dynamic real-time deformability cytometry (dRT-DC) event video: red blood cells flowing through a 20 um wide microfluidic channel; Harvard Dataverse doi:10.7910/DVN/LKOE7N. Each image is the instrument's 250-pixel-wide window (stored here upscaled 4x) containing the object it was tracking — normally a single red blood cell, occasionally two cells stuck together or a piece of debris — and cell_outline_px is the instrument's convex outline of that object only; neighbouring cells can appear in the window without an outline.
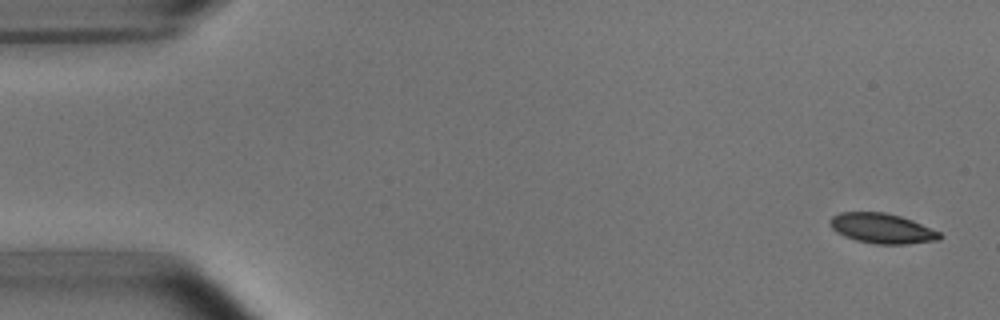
{"species": "common noctule bat (a hibernating species)", "species_latin": "Nyctalus noctula", "temperature_condition": "room temperature", "stored_images_in_passage": 8, "camera_frame_rate_fps": 3000, "um_per_image_px": 0.085, "animal": {"sex": "male", "body_mass_g": 15.6}, "frame": {"image": 1, "passage_image": 1, "time_ms": 0.0, "image_size_px": [1000, 320], "cell_outline_px": [[944, 236], [940, 240], [908, 244], [876, 244], [856, 240], [844, 236], [836, 232], [828, 224], [828, 220], [832, 216], [840, 212], [884, 212], [900, 216], [912, 220], [940, 232]], "centroid_in_image_um": [74.96, 19.41], "position_along_channel_um": 10.0, "area_um2": 19.36}}
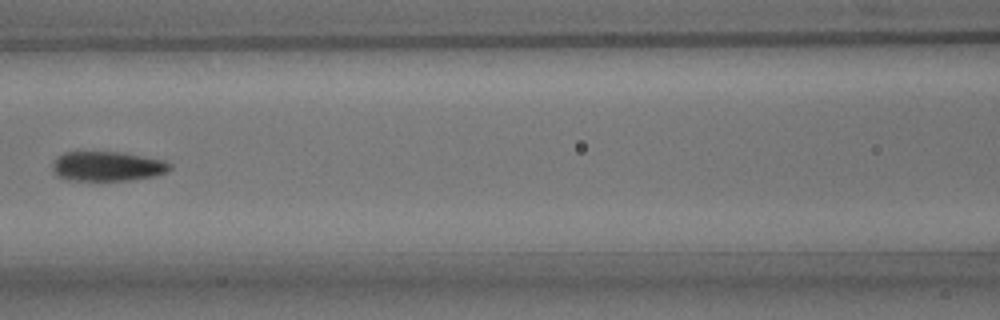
{"frame": {"image": 2, "passage_image": 7, "time_ms": 7.333, "image_size_px": [1000, 320], "cell_outline_px": [[172, 168], [168, 172], [156, 176], [128, 180], [68, 180], [56, 176], [52, 168], [52, 164], [56, 156], [64, 152], [120, 152], [164, 160], [172, 164]], "centroid_in_image_um": [9.13, 14.13], "position_along_channel_um": 157.5, "area_um2": 20.46}}
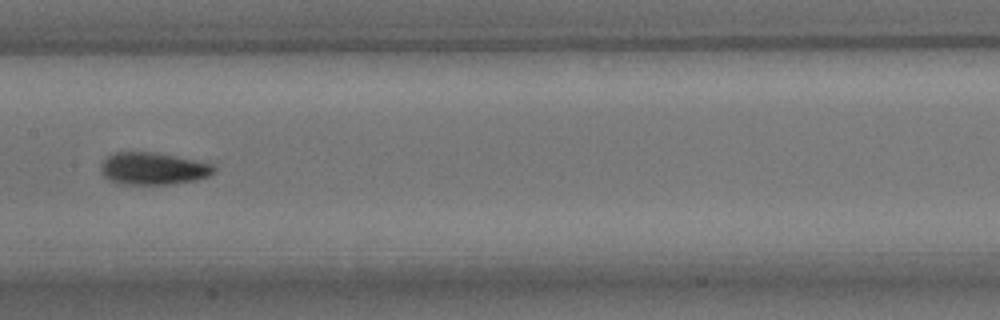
{"frame": {"image": 3, "passage_image": 8, "time_ms": 8.333, "image_size_px": [1000, 320], "cell_outline_px": [[216, 172], [208, 176], [196, 180], [172, 184], [116, 184], [108, 180], [100, 172], [100, 164], [108, 156], [116, 152], [152, 152], [176, 156], [216, 164]], "centroid_in_image_um": [13.03, 14.33], "position_along_channel_um": 194.4, "area_um2": 21.56}}